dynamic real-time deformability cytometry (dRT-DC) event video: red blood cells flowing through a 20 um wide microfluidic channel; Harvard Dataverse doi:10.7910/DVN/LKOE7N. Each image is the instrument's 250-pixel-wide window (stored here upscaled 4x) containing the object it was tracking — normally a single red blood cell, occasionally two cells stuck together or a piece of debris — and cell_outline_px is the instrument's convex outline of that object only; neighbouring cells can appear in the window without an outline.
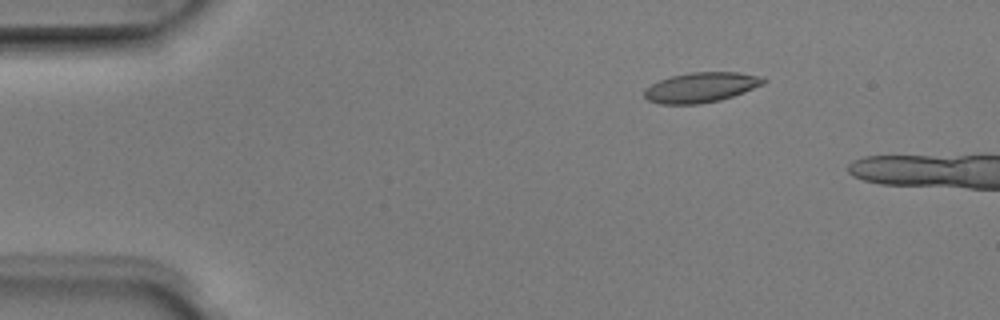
{"species": "Egyptian fruit bat (a non-hibernating species)", "species_latin": "Rousettus aegyptiacus", "temperature_condition": "room temperature", "stored_images_in_passage": 4, "camera_frame_rate_fps": 3000, "um_per_image_px": 0.085, "animal": {"sex": "male"}, "frame": {"image": 1, "passage_image": 2, "time_ms": 0.333, "image_size_px": [1000, 320], "cell_outline_px": [[768, 80], [764, 84], [744, 92], [720, 100], [700, 104], [660, 104], [648, 100], [644, 96], [644, 88], [660, 80], [672, 76], [692, 72], [740, 72], [764, 76]], "centroid_in_image_um": [59.63, 7.42], "position_along_channel_um": 25.4, "area_um2": 20.98}}